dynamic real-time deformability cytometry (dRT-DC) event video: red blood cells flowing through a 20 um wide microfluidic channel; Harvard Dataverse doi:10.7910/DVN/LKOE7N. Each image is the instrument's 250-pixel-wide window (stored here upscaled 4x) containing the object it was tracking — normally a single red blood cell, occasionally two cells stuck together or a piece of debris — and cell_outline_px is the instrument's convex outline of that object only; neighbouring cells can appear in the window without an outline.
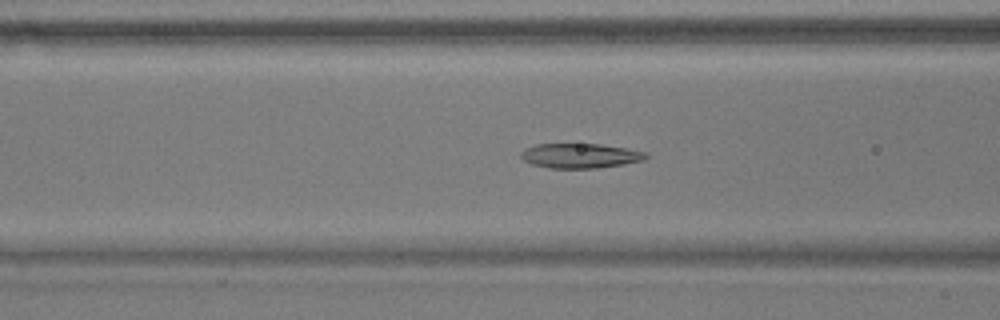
{"species": "common noctule bat (a hibernating species)", "species_latin": "Nyctalus noctula", "temperature_condition": "warm", "stored_images_in_passage": 40, "camera_frame_rate_fps": 3000, "um_per_image_px": 0.085, "animal": {"sex": "male", "body_mass_g": 17.9}, "frame": {"image": 1, "passage_image": 8, "time_ms": 2.333, "image_size_px": [1000, 320], "cell_outline_px": [[648, 156], [644, 160], [624, 164], [596, 168], [548, 168], [532, 164], [524, 160], [520, 156], [520, 152], [524, 148], [536, 144], [600, 144], [624, 148], [644, 152]], "centroid_in_image_um": [49.26, 13.24], "position_along_channel_um": 117.3, "area_um2": 17.92}}
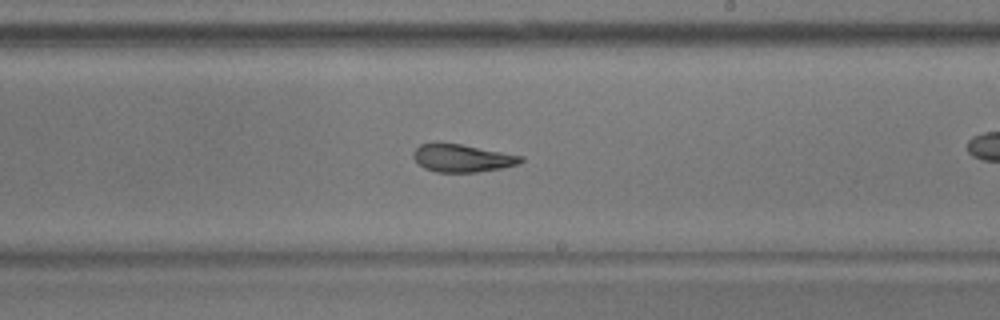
{"frame": {"image": 2, "passage_image": 19, "time_ms": 6.0, "image_size_px": [1000, 320], "cell_outline_px": [[524, 160], [520, 164], [500, 168], [476, 172], [436, 172], [424, 168], [412, 156], [412, 152], [420, 144], [460, 144], [524, 156]], "centroid_in_image_um": [39.31, 13.45], "position_along_channel_um": 249.7, "area_um2": 17.11}}
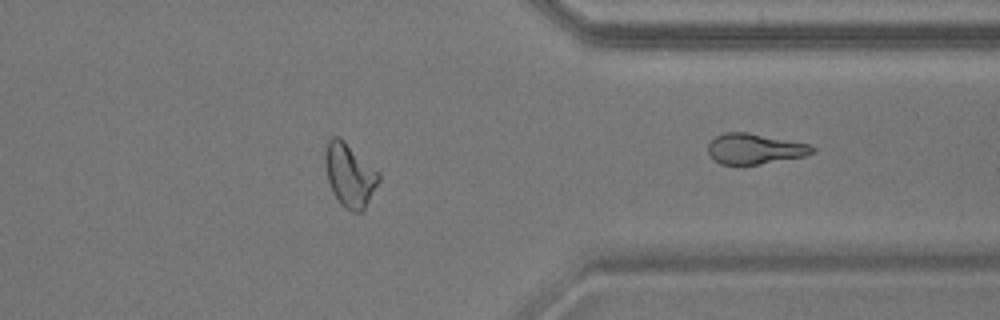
{"frame": {"image": 3, "passage_image": 31, "time_ms": 10.0, "image_size_px": [1000, 320], "cell_outline_px": [[380, 180], [364, 208], [360, 212], [352, 212], [344, 208], [340, 204], [332, 192], [328, 180], [324, 164], [324, 156], [328, 140], [332, 136], [340, 136], [380, 172]], "centroid_in_image_um": [29.71, 14.86], "position_along_channel_um": 381.7, "area_um2": 20.0}, "authors_computed_cell_mechanics": {"area_um2": 18.0047, "velocity_mm_per_s": 3.6123, "shape_relaxation_time_tau1_ms": null, "shape_relaxation_time_tau2_ms": 4.0433, "deformation_change_tau1": null, "deformation_change_tau2": 0.1033}}